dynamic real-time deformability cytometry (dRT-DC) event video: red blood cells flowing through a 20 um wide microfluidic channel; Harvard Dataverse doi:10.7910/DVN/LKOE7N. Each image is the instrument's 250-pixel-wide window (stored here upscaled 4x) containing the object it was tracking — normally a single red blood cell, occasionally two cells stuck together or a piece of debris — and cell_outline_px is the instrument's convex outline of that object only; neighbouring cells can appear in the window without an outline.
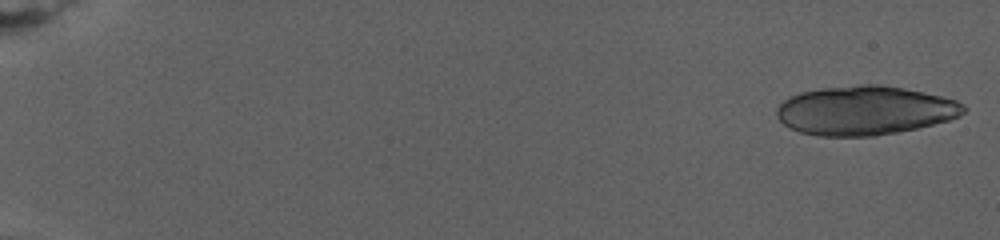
{"species": "human", "species_latin": "Homo sapiens", "temperature_condition": "warm", "stored_images_in_passage": 14, "camera_frame_rate_fps": 3000, "um_per_image_px": 0.085, "donor": {"sex": "female"}, "frame": {"image": 1, "passage_image": 1, "time_ms": 0.0, "image_size_px": [1000, 240], "cell_outline_px": [[968, 108], [960, 116], [948, 120], [916, 128], [896, 132], [872, 136], [820, 136], [800, 132], [788, 128], [776, 116], [776, 108], [784, 100], [800, 92], [820, 88], [860, 84], [876, 84], [904, 88], [924, 92], [956, 100], [964, 104]], "centroid_in_image_um": [73.5, 9.38], "position_along_channel_um": 11.5, "area_um2": 53.47}}
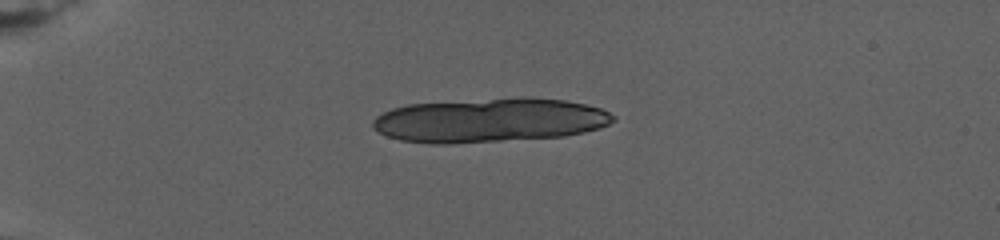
{"frame": {"image": 2, "passage_image": 9, "time_ms": 6.667, "image_size_px": [1000, 240], "cell_outline_px": [[616, 120], [600, 128], [584, 132], [564, 136], [448, 144], [432, 144], [400, 140], [388, 136], [372, 128], [372, 120], [376, 116], [392, 108], [408, 104], [524, 96], [564, 100], [584, 104], [600, 108], [616, 116]], "centroid_in_image_um": [41.61, 10.21], "position_along_channel_um": 43.4, "area_um2": 62.08}}